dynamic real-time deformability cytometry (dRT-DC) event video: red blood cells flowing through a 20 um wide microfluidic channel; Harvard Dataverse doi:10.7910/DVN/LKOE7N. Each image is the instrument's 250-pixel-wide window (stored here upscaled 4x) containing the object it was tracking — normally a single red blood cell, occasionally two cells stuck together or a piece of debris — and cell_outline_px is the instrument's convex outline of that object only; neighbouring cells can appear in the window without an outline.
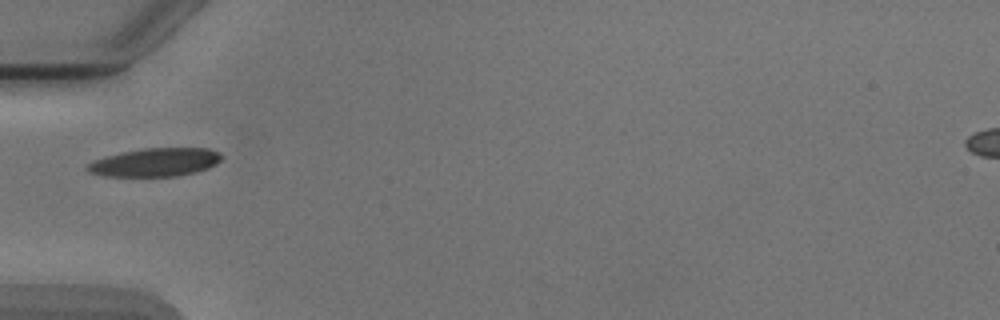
{"species": "Egyptian fruit bat (a non-hibernating species)", "species_latin": "Rousettus aegyptiacus", "temperature_condition": "cold", "stored_images_in_passage": 2, "camera_frame_rate_fps": 3000, "um_per_image_px": 0.085, "animal": {"sex": "male"}, "frame": {"image": 1, "passage_image": 1, "time_ms": 0.0, "image_size_px": [1000, 320], "cell_outline_px": [[224, 156], [216, 164], [208, 168], [196, 172], [176, 176], [104, 176], [88, 172], [84, 168], [88, 164], [104, 156], [144, 148], [208, 148], [220, 152]], "centroid_in_image_um": [13.21, 13.79], "position_along_channel_um": 71.8, "area_um2": 22.2}}
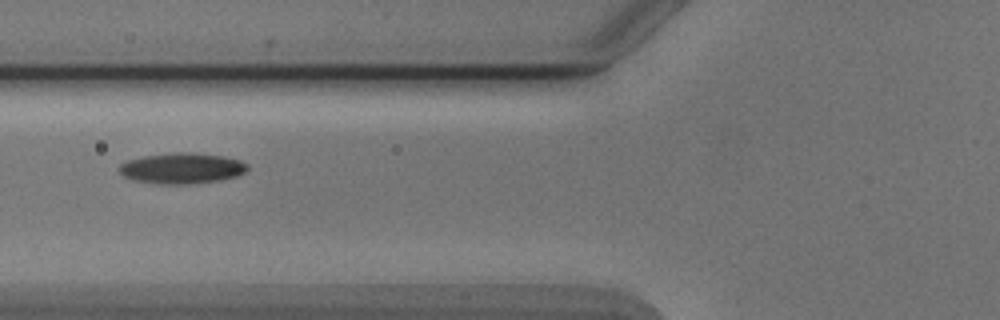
{"frame": {"image": 2, "passage_image": 2, "time_ms": 1.0, "image_size_px": [1000, 320], "cell_outline_px": [[248, 168], [244, 172], [236, 176], [220, 180], [184, 184], [164, 184], [132, 180], [124, 176], [120, 172], [120, 164], [128, 160], [144, 156], [172, 152], [192, 152], [224, 156], [240, 160], [248, 164]], "centroid_in_image_um": [15.47, 14.29], "position_along_channel_um": 110.3, "area_um2": 22.89}}